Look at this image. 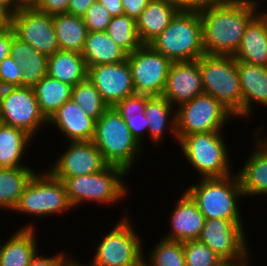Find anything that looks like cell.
<instances>
[{
    "label": "cell",
    "instance_id": "obj_17",
    "mask_svg": "<svg viewBox=\"0 0 267 266\" xmlns=\"http://www.w3.org/2000/svg\"><path fill=\"white\" fill-rule=\"evenodd\" d=\"M199 63L195 61L172 62L162 92L172 105L186 103L203 93Z\"/></svg>",
    "mask_w": 267,
    "mask_h": 266
},
{
    "label": "cell",
    "instance_id": "obj_16",
    "mask_svg": "<svg viewBox=\"0 0 267 266\" xmlns=\"http://www.w3.org/2000/svg\"><path fill=\"white\" fill-rule=\"evenodd\" d=\"M87 78L100 92L109 107L135 93L131 70L126 61L87 68Z\"/></svg>",
    "mask_w": 267,
    "mask_h": 266
},
{
    "label": "cell",
    "instance_id": "obj_52",
    "mask_svg": "<svg viewBox=\"0 0 267 266\" xmlns=\"http://www.w3.org/2000/svg\"><path fill=\"white\" fill-rule=\"evenodd\" d=\"M64 266H85V265H83V264H79V262H77V261H72V259L71 260H67L66 262H65V264H64ZM86 266H90V265H86Z\"/></svg>",
    "mask_w": 267,
    "mask_h": 266
},
{
    "label": "cell",
    "instance_id": "obj_30",
    "mask_svg": "<svg viewBox=\"0 0 267 266\" xmlns=\"http://www.w3.org/2000/svg\"><path fill=\"white\" fill-rule=\"evenodd\" d=\"M35 174L26 166L0 168V207L14 210L26 185Z\"/></svg>",
    "mask_w": 267,
    "mask_h": 266
},
{
    "label": "cell",
    "instance_id": "obj_39",
    "mask_svg": "<svg viewBox=\"0 0 267 266\" xmlns=\"http://www.w3.org/2000/svg\"><path fill=\"white\" fill-rule=\"evenodd\" d=\"M23 68L10 55L0 62V81L6 87H20Z\"/></svg>",
    "mask_w": 267,
    "mask_h": 266
},
{
    "label": "cell",
    "instance_id": "obj_51",
    "mask_svg": "<svg viewBox=\"0 0 267 266\" xmlns=\"http://www.w3.org/2000/svg\"><path fill=\"white\" fill-rule=\"evenodd\" d=\"M180 11H185V0H171Z\"/></svg>",
    "mask_w": 267,
    "mask_h": 266
},
{
    "label": "cell",
    "instance_id": "obj_3",
    "mask_svg": "<svg viewBox=\"0 0 267 266\" xmlns=\"http://www.w3.org/2000/svg\"><path fill=\"white\" fill-rule=\"evenodd\" d=\"M92 141L108 165L121 167L127 173L142 150L115 107H109L96 121Z\"/></svg>",
    "mask_w": 267,
    "mask_h": 266
},
{
    "label": "cell",
    "instance_id": "obj_43",
    "mask_svg": "<svg viewBox=\"0 0 267 266\" xmlns=\"http://www.w3.org/2000/svg\"><path fill=\"white\" fill-rule=\"evenodd\" d=\"M14 36L15 33L11 25L0 31V62L9 56L10 45Z\"/></svg>",
    "mask_w": 267,
    "mask_h": 266
},
{
    "label": "cell",
    "instance_id": "obj_29",
    "mask_svg": "<svg viewBox=\"0 0 267 266\" xmlns=\"http://www.w3.org/2000/svg\"><path fill=\"white\" fill-rule=\"evenodd\" d=\"M33 88L41 112L49 119L71 99L73 86L46 75Z\"/></svg>",
    "mask_w": 267,
    "mask_h": 266
},
{
    "label": "cell",
    "instance_id": "obj_4",
    "mask_svg": "<svg viewBox=\"0 0 267 266\" xmlns=\"http://www.w3.org/2000/svg\"><path fill=\"white\" fill-rule=\"evenodd\" d=\"M197 61L204 93L237 116L242 111V93L234 56L204 54Z\"/></svg>",
    "mask_w": 267,
    "mask_h": 266
},
{
    "label": "cell",
    "instance_id": "obj_22",
    "mask_svg": "<svg viewBox=\"0 0 267 266\" xmlns=\"http://www.w3.org/2000/svg\"><path fill=\"white\" fill-rule=\"evenodd\" d=\"M180 10L171 0H151L136 20L143 45H149L169 25Z\"/></svg>",
    "mask_w": 267,
    "mask_h": 266
},
{
    "label": "cell",
    "instance_id": "obj_14",
    "mask_svg": "<svg viewBox=\"0 0 267 266\" xmlns=\"http://www.w3.org/2000/svg\"><path fill=\"white\" fill-rule=\"evenodd\" d=\"M242 220L206 219L198 240L224 262L240 264L247 251Z\"/></svg>",
    "mask_w": 267,
    "mask_h": 266
},
{
    "label": "cell",
    "instance_id": "obj_41",
    "mask_svg": "<svg viewBox=\"0 0 267 266\" xmlns=\"http://www.w3.org/2000/svg\"><path fill=\"white\" fill-rule=\"evenodd\" d=\"M150 1L151 0H121L124 15L137 20Z\"/></svg>",
    "mask_w": 267,
    "mask_h": 266
},
{
    "label": "cell",
    "instance_id": "obj_27",
    "mask_svg": "<svg viewBox=\"0 0 267 266\" xmlns=\"http://www.w3.org/2000/svg\"><path fill=\"white\" fill-rule=\"evenodd\" d=\"M47 75L74 87L87 78V66L81 53L59 50L48 57Z\"/></svg>",
    "mask_w": 267,
    "mask_h": 266
},
{
    "label": "cell",
    "instance_id": "obj_25",
    "mask_svg": "<svg viewBox=\"0 0 267 266\" xmlns=\"http://www.w3.org/2000/svg\"><path fill=\"white\" fill-rule=\"evenodd\" d=\"M26 225L0 244V266H29L37 253L35 229Z\"/></svg>",
    "mask_w": 267,
    "mask_h": 266
},
{
    "label": "cell",
    "instance_id": "obj_34",
    "mask_svg": "<svg viewBox=\"0 0 267 266\" xmlns=\"http://www.w3.org/2000/svg\"><path fill=\"white\" fill-rule=\"evenodd\" d=\"M106 32L127 54L143 45L137 32L136 20L127 15L112 17Z\"/></svg>",
    "mask_w": 267,
    "mask_h": 266
},
{
    "label": "cell",
    "instance_id": "obj_7",
    "mask_svg": "<svg viewBox=\"0 0 267 266\" xmlns=\"http://www.w3.org/2000/svg\"><path fill=\"white\" fill-rule=\"evenodd\" d=\"M221 132H201L183 136L179 145L202 178H220L231 175L228 151Z\"/></svg>",
    "mask_w": 267,
    "mask_h": 266
},
{
    "label": "cell",
    "instance_id": "obj_40",
    "mask_svg": "<svg viewBox=\"0 0 267 266\" xmlns=\"http://www.w3.org/2000/svg\"><path fill=\"white\" fill-rule=\"evenodd\" d=\"M70 0H40L36 9L48 15L67 13Z\"/></svg>",
    "mask_w": 267,
    "mask_h": 266
},
{
    "label": "cell",
    "instance_id": "obj_1",
    "mask_svg": "<svg viewBox=\"0 0 267 266\" xmlns=\"http://www.w3.org/2000/svg\"><path fill=\"white\" fill-rule=\"evenodd\" d=\"M257 0H228L199 12L204 53L233 56L248 24L257 16Z\"/></svg>",
    "mask_w": 267,
    "mask_h": 266
},
{
    "label": "cell",
    "instance_id": "obj_32",
    "mask_svg": "<svg viewBox=\"0 0 267 266\" xmlns=\"http://www.w3.org/2000/svg\"><path fill=\"white\" fill-rule=\"evenodd\" d=\"M173 105L163 96H151L146 103L144 115L148 121V132L152 140L160 141L163 137L168 120L171 123V132L177 138L176 131V113H171ZM174 116H172V115ZM170 116L173 118L171 119ZM170 118V119H169ZM172 121V122H170ZM173 126V127H172Z\"/></svg>",
    "mask_w": 267,
    "mask_h": 266
},
{
    "label": "cell",
    "instance_id": "obj_49",
    "mask_svg": "<svg viewBox=\"0 0 267 266\" xmlns=\"http://www.w3.org/2000/svg\"><path fill=\"white\" fill-rule=\"evenodd\" d=\"M0 6L10 15L15 13V0H0Z\"/></svg>",
    "mask_w": 267,
    "mask_h": 266
},
{
    "label": "cell",
    "instance_id": "obj_33",
    "mask_svg": "<svg viewBox=\"0 0 267 266\" xmlns=\"http://www.w3.org/2000/svg\"><path fill=\"white\" fill-rule=\"evenodd\" d=\"M151 96L134 93L119 101L114 107L123 117L133 137L141 144L143 131L148 130V121L144 115L147 100Z\"/></svg>",
    "mask_w": 267,
    "mask_h": 266
},
{
    "label": "cell",
    "instance_id": "obj_31",
    "mask_svg": "<svg viewBox=\"0 0 267 266\" xmlns=\"http://www.w3.org/2000/svg\"><path fill=\"white\" fill-rule=\"evenodd\" d=\"M32 137L24 130L0 124V168H17Z\"/></svg>",
    "mask_w": 267,
    "mask_h": 266
},
{
    "label": "cell",
    "instance_id": "obj_19",
    "mask_svg": "<svg viewBox=\"0 0 267 266\" xmlns=\"http://www.w3.org/2000/svg\"><path fill=\"white\" fill-rule=\"evenodd\" d=\"M171 214V233L165 237L168 240L187 241L199 238L206 218L192 198L184 192Z\"/></svg>",
    "mask_w": 267,
    "mask_h": 266
},
{
    "label": "cell",
    "instance_id": "obj_18",
    "mask_svg": "<svg viewBox=\"0 0 267 266\" xmlns=\"http://www.w3.org/2000/svg\"><path fill=\"white\" fill-rule=\"evenodd\" d=\"M47 124H55L70 142L92 141L96 120L70 99L51 115Z\"/></svg>",
    "mask_w": 267,
    "mask_h": 266
},
{
    "label": "cell",
    "instance_id": "obj_42",
    "mask_svg": "<svg viewBox=\"0 0 267 266\" xmlns=\"http://www.w3.org/2000/svg\"><path fill=\"white\" fill-rule=\"evenodd\" d=\"M62 253L56 254L53 257L39 256L37 253L32 258L29 266H64L67 259Z\"/></svg>",
    "mask_w": 267,
    "mask_h": 266
},
{
    "label": "cell",
    "instance_id": "obj_10",
    "mask_svg": "<svg viewBox=\"0 0 267 266\" xmlns=\"http://www.w3.org/2000/svg\"><path fill=\"white\" fill-rule=\"evenodd\" d=\"M126 217L99 243L90 266H143L141 241Z\"/></svg>",
    "mask_w": 267,
    "mask_h": 266
},
{
    "label": "cell",
    "instance_id": "obj_38",
    "mask_svg": "<svg viewBox=\"0 0 267 266\" xmlns=\"http://www.w3.org/2000/svg\"><path fill=\"white\" fill-rule=\"evenodd\" d=\"M82 17L88 32L106 31L112 19L110 12L98 0L88 8Z\"/></svg>",
    "mask_w": 267,
    "mask_h": 266
},
{
    "label": "cell",
    "instance_id": "obj_50",
    "mask_svg": "<svg viewBox=\"0 0 267 266\" xmlns=\"http://www.w3.org/2000/svg\"><path fill=\"white\" fill-rule=\"evenodd\" d=\"M248 252L246 253L245 257L243 258L240 264L231 263V262H223L220 266H248Z\"/></svg>",
    "mask_w": 267,
    "mask_h": 266
},
{
    "label": "cell",
    "instance_id": "obj_15",
    "mask_svg": "<svg viewBox=\"0 0 267 266\" xmlns=\"http://www.w3.org/2000/svg\"><path fill=\"white\" fill-rule=\"evenodd\" d=\"M66 150L49 169L62 181L67 177L97 173L108 165L93 141L70 142Z\"/></svg>",
    "mask_w": 267,
    "mask_h": 266
},
{
    "label": "cell",
    "instance_id": "obj_53",
    "mask_svg": "<svg viewBox=\"0 0 267 266\" xmlns=\"http://www.w3.org/2000/svg\"><path fill=\"white\" fill-rule=\"evenodd\" d=\"M6 86L0 81V106L2 103L3 95L5 92Z\"/></svg>",
    "mask_w": 267,
    "mask_h": 266
},
{
    "label": "cell",
    "instance_id": "obj_13",
    "mask_svg": "<svg viewBox=\"0 0 267 266\" xmlns=\"http://www.w3.org/2000/svg\"><path fill=\"white\" fill-rule=\"evenodd\" d=\"M15 36L47 57L59 51L53 16L36 8H22L10 15Z\"/></svg>",
    "mask_w": 267,
    "mask_h": 266
},
{
    "label": "cell",
    "instance_id": "obj_37",
    "mask_svg": "<svg viewBox=\"0 0 267 266\" xmlns=\"http://www.w3.org/2000/svg\"><path fill=\"white\" fill-rule=\"evenodd\" d=\"M186 266H220L224 261L198 239L183 241Z\"/></svg>",
    "mask_w": 267,
    "mask_h": 266
},
{
    "label": "cell",
    "instance_id": "obj_47",
    "mask_svg": "<svg viewBox=\"0 0 267 266\" xmlns=\"http://www.w3.org/2000/svg\"><path fill=\"white\" fill-rule=\"evenodd\" d=\"M40 0H15V13L22 8H36Z\"/></svg>",
    "mask_w": 267,
    "mask_h": 266
},
{
    "label": "cell",
    "instance_id": "obj_44",
    "mask_svg": "<svg viewBox=\"0 0 267 266\" xmlns=\"http://www.w3.org/2000/svg\"><path fill=\"white\" fill-rule=\"evenodd\" d=\"M228 0H185V11L200 12L211 6L224 3Z\"/></svg>",
    "mask_w": 267,
    "mask_h": 266
},
{
    "label": "cell",
    "instance_id": "obj_6",
    "mask_svg": "<svg viewBox=\"0 0 267 266\" xmlns=\"http://www.w3.org/2000/svg\"><path fill=\"white\" fill-rule=\"evenodd\" d=\"M126 174L127 172L121 167L107 165L97 173L67 177L62 182L73 208L84 201L112 204L126 194V186L121 180Z\"/></svg>",
    "mask_w": 267,
    "mask_h": 266
},
{
    "label": "cell",
    "instance_id": "obj_20",
    "mask_svg": "<svg viewBox=\"0 0 267 266\" xmlns=\"http://www.w3.org/2000/svg\"><path fill=\"white\" fill-rule=\"evenodd\" d=\"M260 13L248 24L233 56L236 61L267 67V13Z\"/></svg>",
    "mask_w": 267,
    "mask_h": 266
},
{
    "label": "cell",
    "instance_id": "obj_48",
    "mask_svg": "<svg viewBox=\"0 0 267 266\" xmlns=\"http://www.w3.org/2000/svg\"><path fill=\"white\" fill-rule=\"evenodd\" d=\"M10 25V14L0 6V31Z\"/></svg>",
    "mask_w": 267,
    "mask_h": 266
},
{
    "label": "cell",
    "instance_id": "obj_35",
    "mask_svg": "<svg viewBox=\"0 0 267 266\" xmlns=\"http://www.w3.org/2000/svg\"><path fill=\"white\" fill-rule=\"evenodd\" d=\"M71 99L78 104L88 116L94 118L96 121L109 108L100 92L88 78L79 82L72 88Z\"/></svg>",
    "mask_w": 267,
    "mask_h": 266
},
{
    "label": "cell",
    "instance_id": "obj_21",
    "mask_svg": "<svg viewBox=\"0 0 267 266\" xmlns=\"http://www.w3.org/2000/svg\"><path fill=\"white\" fill-rule=\"evenodd\" d=\"M242 93V111L236 117H249L253 101L267 106V67L237 61Z\"/></svg>",
    "mask_w": 267,
    "mask_h": 266
},
{
    "label": "cell",
    "instance_id": "obj_26",
    "mask_svg": "<svg viewBox=\"0 0 267 266\" xmlns=\"http://www.w3.org/2000/svg\"><path fill=\"white\" fill-rule=\"evenodd\" d=\"M257 143L255 151L237 175L244 197L267 194V149L259 141Z\"/></svg>",
    "mask_w": 267,
    "mask_h": 266
},
{
    "label": "cell",
    "instance_id": "obj_12",
    "mask_svg": "<svg viewBox=\"0 0 267 266\" xmlns=\"http://www.w3.org/2000/svg\"><path fill=\"white\" fill-rule=\"evenodd\" d=\"M0 120L4 125L24 130L32 138L36 129L48 123L32 87H6L0 106Z\"/></svg>",
    "mask_w": 267,
    "mask_h": 266
},
{
    "label": "cell",
    "instance_id": "obj_2",
    "mask_svg": "<svg viewBox=\"0 0 267 266\" xmlns=\"http://www.w3.org/2000/svg\"><path fill=\"white\" fill-rule=\"evenodd\" d=\"M149 45L172 62L197 60L205 54L199 12L179 11Z\"/></svg>",
    "mask_w": 267,
    "mask_h": 266
},
{
    "label": "cell",
    "instance_id": "obj_9",
    "mask_svg": "<svg viewBox=\"0 0 267 266\" xmlns=\"http://www.w3.org/2000/svg\"><path fill=\"white\" fill-rule=\"evenodd\" d=\"M178 107L175 111L178 141L193 133L220 131L228 118L234 116L218 100L204 92Z\"/></svg>",
    "mask_w": 267,
    "mask_h": 266
},
{
    "label": "cell",
    "instance_id": "obj_8",
    "mask_svg": "<svg viewBox=\"0 0 267 266\" xmlns=\"http://www.w3.org/2000/svg\"><path fill=\"white\" fill-rule=\"evenodd\" d=\"M73 208L67 196L62 180L57 179L50 171L43 175L35 174L26 185L15 212L32 216H45Z\"/></svg>",
    "mask_w": 267,
    "mask_h": 266
},
{
    "label": "cell",
    "instance_id": "obj_24",
    "mask_svg": "<svg viewBox=\"0 0 267 266\" xmlns=\"http://www.w3.org/2000/svg\"><path fill=\"white\" fill-rule=\"evenodd\" d=\"M81 54L87 68L103 64H116L127 60V53L106 31L88 32Z\"/></svg>",
    "mask_w": 267,
    "mask_h": 266
},
{
    "label": "cell",
    "instance_id": "obj_45",
    "mask_svg": "<svg viewBox=\"0 0 267 266\" xmlns=\"http://www.w3.org/2000/svg\"><path fill=\"white\" fill-rule=\"evenodd\" d=\"M95 1L97 0H70L67 13L82 17Z\"/></svg>",
    "mask_w": 267,
    "mask_h": 266
},
{
    "label": "cell",
    "instance_id": "obj_11",
    "mask_svg": "<svg viewBox=\"0 0 267 266\" xmlns=\"http://www.w3.org/2000/svg\"><path fill=\"white\" fill-rule=\"evenodd\" d=\"M135 93L161 96L172 61L150 45H141L127 54Z\"/></svg>",
    "mask_w": 267,
    "mask_h": 266
},
{
    "label": "cell",
    "instance_id": "obj_46",
    "mask_svg": "<svg viewBox=\"0 0 267 266\" xmlns=\"http://www.w3.org/2000/svg\"><path fill=\"white\" fill-rule=\"evenodd\" d=\"M101 5L110 12L112 17L124 15V10L121 0H98Z\"/></svg>",
    "mask_w": 267,
    "mask_h": 266
},
{
    "label": "cell",
    "instance_id": "obj_5",
    "mask_svg": "<svg viewBox=\"0 0 267 266\" xmlns=\"http://www.w3.org/2000/svg\"><path fill=\"white\" fill-rule=\"evenodd\" d=\"M231 176L202 178L186 189L206 219L241 220L238 197L244 194L238 176Z\"/></svg>",
    "mask_w": 267,
    "mask_h": 266
},
{
    "label": "cell",
    "instance_id": "obj_23",
    "mask_svg": "<svg viewBox=\"0 0 267 266\" xmlns=\"http://www.w3.org/2000/svg\"><path fill=\"white\" fill-rule=\"evenodd\" d=\"M9 55L23 68L20 87H34L47 75L48 57L30 44L13 37Z\"/></svg>",
    "mask_w": 267,
    "mask_h": 266
},
{
    "label": "cell",
    "instance_id": "obj_54",
    "mask_svg": "<svg viewBox=\"0 0 267 266\" xmlns=\"http://www.w3.org/2000/svg\"><path fill=\"white\" fill-rule=\"evenodd\" d=\"M263 139H258V141L267 149V138L262 141Z\"/></svg>",
    "mask_w": 267,
    "mask_h": 266
},
{
    "label": "cell",
    "instance_id": "obj_28",
    "mask_svg": "<svg viewBox=\"0 0 267 266\" xmlns=\"http://www.w3.org/2000/svg\"><path fill=\"white\" fill-rule=\"evenodd\" d=\"M60 50L82 53L88 30L83 17L69 13L53 15Z\"/></svg>",
    "mask_w": 267,
    "mask_h": 266
},
{
    "label": "cell",
    "instance_id": "obj_36",
    "mask_svg": "<svg viewBox=\"0 0 267 266\" xmlns=\"http://www.w3.org/2000/svg\"><path fill=\"white\" fill-rule=\"evenodd\" d=\"M151 252L149 263L143 259V266H186L183 242L163 238Z\"/></svg>",
    "mask_w": 267,
    "mask_h": 266
}]
</instances>
